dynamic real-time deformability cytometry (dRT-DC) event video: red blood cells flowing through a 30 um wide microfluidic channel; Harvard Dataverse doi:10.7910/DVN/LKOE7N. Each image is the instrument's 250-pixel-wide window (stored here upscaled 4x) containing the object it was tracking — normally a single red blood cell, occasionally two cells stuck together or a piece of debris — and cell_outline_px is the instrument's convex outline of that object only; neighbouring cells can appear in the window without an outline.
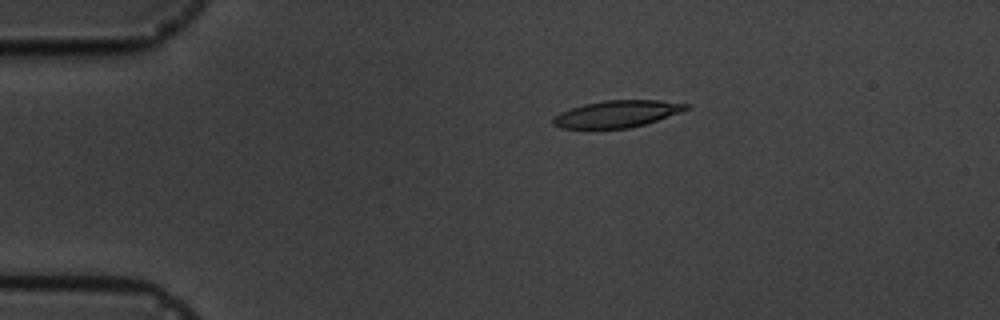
{"species": "common noctule bat (a hibernating species)", "species_latin": "Nyctalus noctula", "temperature_condition": "cold", "stored_images_in_passage": 9, "camera_frame_rate_fps": 3000, "um_per_image_px": 0.085, "animal": {"sex": "male", "body_mass_g": 19.5, "forearm_length_mm": 54.6}, "frame": {"image": 1, "passage_image": 3, "time_ms": 3.0, "image_size_px": [1000, 320], "cell_outline_px": [[688, 108], [680, 112], [644, 124], [628, 128], [560, 128], [552, 124], [552, 116], [560, 112], [584, 104], [604, 100], [660, 100], [688, 104]], "centroid_in_image_um": [52.39, 9.68], "position_along_channel_um": 32.6, "area_um2": 20.63}}
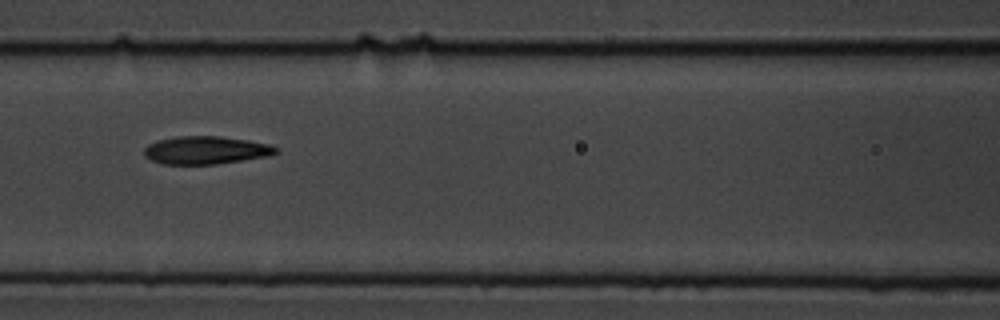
{"frame": {"image": 2, "passage_image": 7, "time_ms": 7.667, "image_size_px": [1000, 320], "cell_outline_px": [[280, 152], [268, 156], [216, 164], [164, 164], [152, 160], [144, 156], [144, 148], [148, 144], [160, 140], [180, 136], [220, 136], [248, 140], [268, 144], [280, 148]], "centroid_in_image_um": [17.53, 12.76], "position_along_channel_um": 149.1, "area_um2": 21.39}}
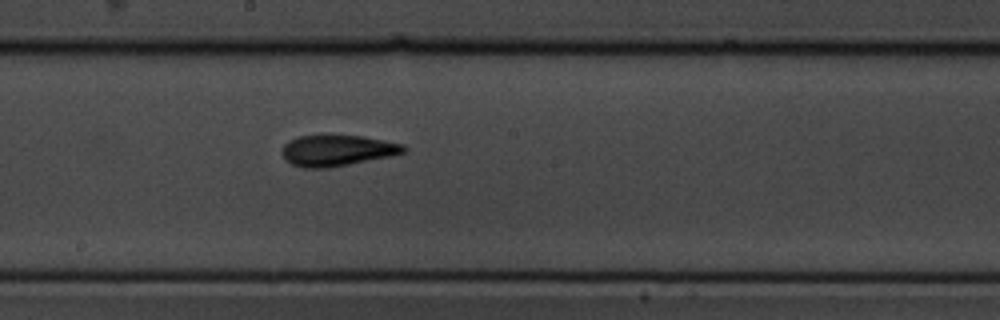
{"frame": {"image": 3, "passage_image": 9, "time_ms": 9.667, "image_size_px": [1000, 320], "cell_outline_px": [[408, 148], [404, 152], [388, 156], [328, 168], [304, 168], [292, 164], [284, 160], [280, 152], [284, 144], [300, 136], [364, 136], [404, 144]], "centroid_in_image_um": [28.63, 12.8], "position_along_channel_um": 219.6, "area_um2": 21.73}}